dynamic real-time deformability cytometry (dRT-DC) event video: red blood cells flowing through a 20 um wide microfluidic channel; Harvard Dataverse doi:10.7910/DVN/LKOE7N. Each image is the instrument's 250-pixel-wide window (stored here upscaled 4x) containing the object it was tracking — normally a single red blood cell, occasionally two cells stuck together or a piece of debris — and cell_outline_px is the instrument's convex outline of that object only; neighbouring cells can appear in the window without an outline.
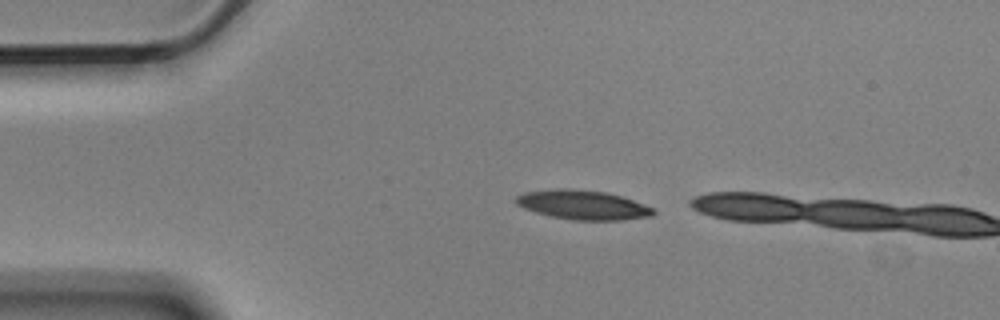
{"species": "Egyptian fruit bat (a non-hibernating species)", "species_latin": "Rousettus aegyptiacus", "temperature_condition": "cold", "stored_images_in_passage": 2, "camera_frame_rate_fps": 3000, "um_per_image_px": 0.085, "animal": {"sex": "male"}, "frame": {"image": 1, "passage_image": 1, "time_ms": 0.0, "image_size_px": [1000, 320], "cell_outline_px": [[656, 212], [652, 216], [620, 220], [572, 220], [552, 216], [536, 212], [524, 208], [516, 204], [512, 200], [516, 196], [524, 192], [556, 188], [572, 188], [604, 192], [620, 196], [644, 204], [652, 208]], "centroid_in_image_um": [49.49, 17.41], "position_along_channel_um": 35.5, "area_um2": 23.47}}